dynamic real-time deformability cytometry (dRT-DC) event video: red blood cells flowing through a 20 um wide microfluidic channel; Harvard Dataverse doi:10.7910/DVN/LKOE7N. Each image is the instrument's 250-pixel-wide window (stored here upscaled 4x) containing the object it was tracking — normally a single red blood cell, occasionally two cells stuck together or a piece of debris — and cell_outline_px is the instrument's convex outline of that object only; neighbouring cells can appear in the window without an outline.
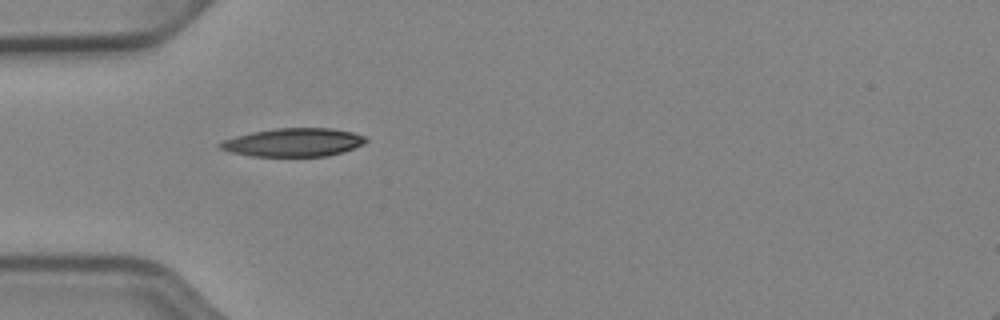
{"species": "Egyptian fruit bat (a non-hibernating species)", "species_latin": "Rousettus aegyptiacus", "temperature_condition": "cold", "stored_images_in_passage": 37, "camera_frame_rate_fps": 3000, "um_per_image_px": 0.085, "animal": {"sex": "female"}, "frame": {"image": 1, "passage_image": 1, "time_ms": 0.0, "image_size_px": [1000, 320], "cell_outline_px": [[368, 140], [364, 144], [344, 152], [328, 156], [252, 156], [232, 152], [220, 148], [216, 144], [224, 140], [236, 136], [252, 132], [276, 128], [332, 128], [352, 132], [364, 136]], "centroid_in_image_um": [24.97, 12.1], "position_along_channel_um": 60.0, "area_um2": 24.04}}
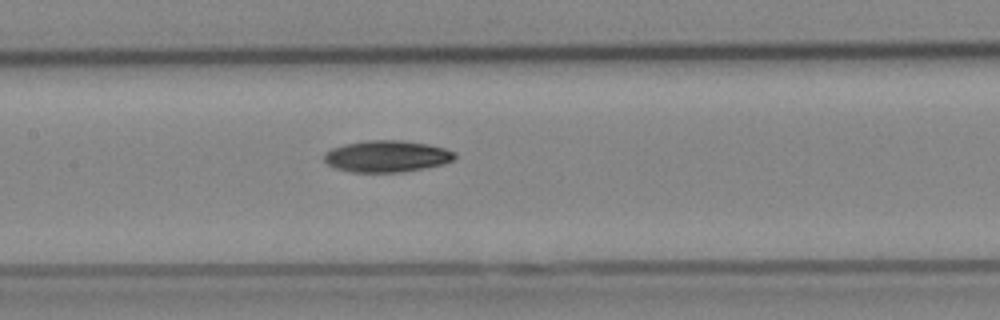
{"frame": {"image": 2, "passage_image": 10, "time_ms": 3.0, "image_size_px": [1000, 320], "cell_outline_px": [[456, 156], [452, 160], [444, 164], [424, 168], [400, 172], [352, 172], [336, 168], [328, 164], [324, 160], [324, 152], [332, 148], [344, 144], [368, 140], [400, 140], [428, 144], [444, 148], [456, 152]], "centroid_in_image_um": [32.88, 13.28], "position_along_channel_um": 174.5, "area_um2": 24.04}}
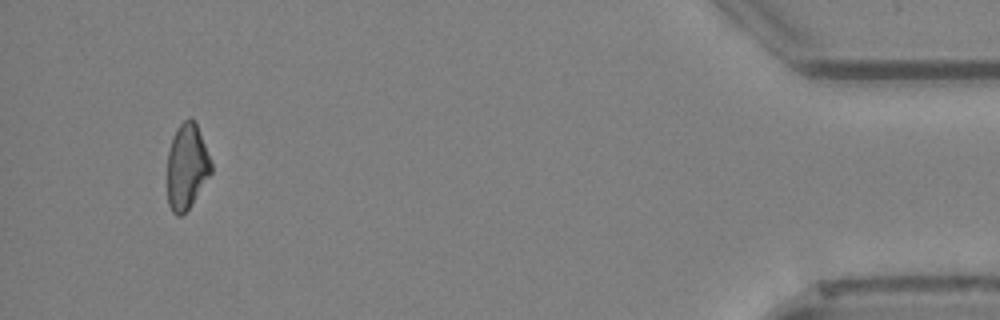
{"frame": {"image": 3, "passage_image": 34, "time_ms": 11.0, "image_size_px": [1000, 320], "cell_outline_px": [[212, 172], [188, 208], [180, 216], [176, 216], [172, 212], [168, 204], [168, 152], [172, 136], [176, 128], [184, 120], [192, 120], [196, 124], [212, 164]], "centroid_in_image_um": [15.86, 14.17], "position_along_channel_um": 419.3, "area_um2": 21.39}, "authors_computed_cell_mechanics": {"area_um2": 23.1778, "velocity_mm_per_s": 3.9526, "shape_relaxation_time_tau1_ms": 8.0272, "shape_relaxation_time_tau2_ms": null, "deformation_change_tau1": 0.1678, "deformation_change_tau2": null}}